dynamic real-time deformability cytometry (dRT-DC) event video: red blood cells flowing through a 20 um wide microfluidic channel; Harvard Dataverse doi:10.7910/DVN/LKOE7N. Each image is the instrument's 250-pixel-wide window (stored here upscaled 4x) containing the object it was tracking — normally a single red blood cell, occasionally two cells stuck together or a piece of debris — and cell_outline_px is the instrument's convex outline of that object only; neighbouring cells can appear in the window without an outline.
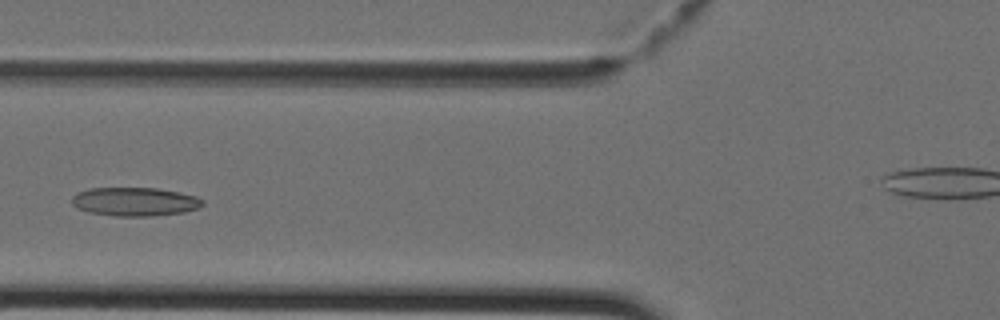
{"species": "Egyptian fruit bat (a non-hibernating species)", "species_latin": "Rousettus aegyptiacus", "temperature_condition": "cold", "stored_images_in_passage": 36, "camera_frame_rate_fps": 3000, "um_per_image_px": 0.085, "animal": {"sex": "female"}, "frame": {"image": 1, "passage_image": 9, "time_ms": 2.667, "image_size_px": [1000, 320], "cell_outline_px": [[204, 204], [200, 208], [184, 212], [152, 216], [112, 216], [88, 212], [76, 208], [72, 204], [72, 196], [76, 192], [88, 188], [156, 188], [180, 192], [196, 196], [204, 200]], "centroid_in_image_um": [11.45, 17.14], "position_along_channel_um": 114.3, "area_um2": 22.14}}
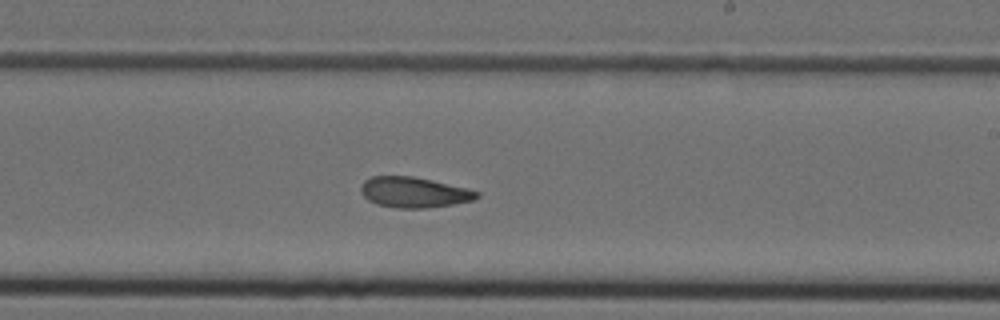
{"frame": {"image": 2, "passage_image": 18, "time_ms": 5.667, "image_size_px": [1000, 320], "cell_outline_px": [[480, 196], [472, 200], [452, 204], [424, 208], [396, 208], [376, 204], [368, 200], [360, 192], [360, 188], [364, 180], [372, 176], [412, 176], [432, 180], [468, 188], [480, 192]], "centroid_in_image_um": [35.17, 16.34], "position_along_channel_um": 253.8, "area_um2": 20.63}}
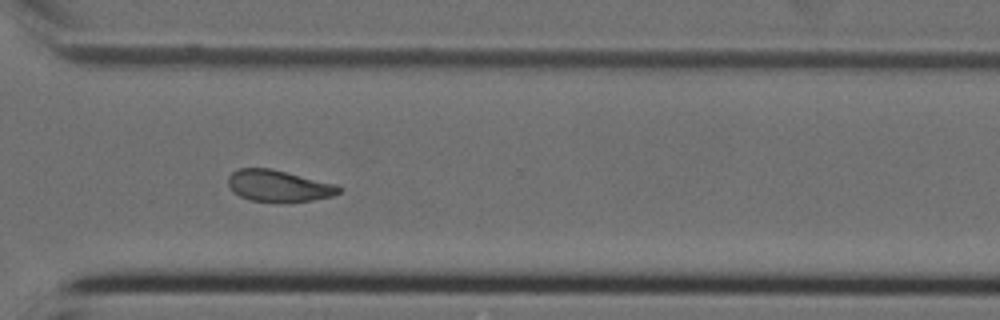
{"frame": {"image": 3, "passage_image": 24, "time_ms": 7.667, "image_size_px": [1000, 320], "cell_outline_px": [[344, 188], [340, 192], [332, 196], [312, 200], [248, 200], [232, 192], [228, 184], [228, 176], [232, 172], [240, 168], [272, 168], [336, 184]], "centroid_in_image_um": [23.68, 15.76], "position_along_channel_um": 346.9, "area_um2": 20.06}}